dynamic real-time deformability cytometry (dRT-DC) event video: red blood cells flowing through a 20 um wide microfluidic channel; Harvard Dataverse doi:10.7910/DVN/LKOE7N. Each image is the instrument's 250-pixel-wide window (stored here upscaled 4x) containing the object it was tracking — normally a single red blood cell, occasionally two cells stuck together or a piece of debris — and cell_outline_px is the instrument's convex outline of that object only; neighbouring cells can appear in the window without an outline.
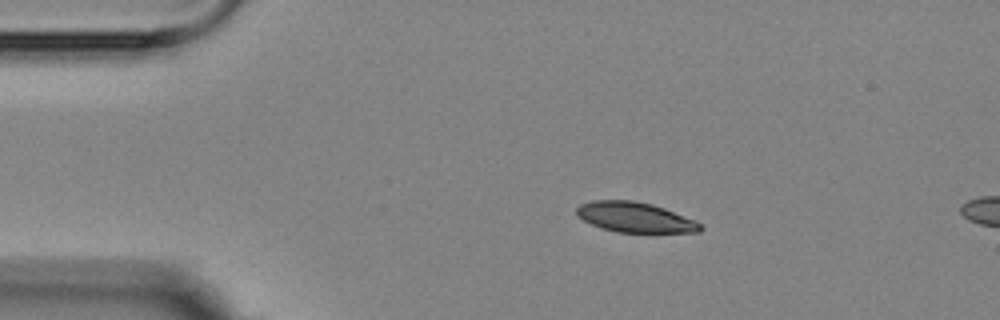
{"species": "Egyptian fruit bat (a non-hibernating species)", "species_latin": "Rousettus aegyptiacus", "temperature_condition": "room temperature", "stored_images_in_passage": 4, "camera_frame_rate_fps": 3000, "um_per_image_px": 0.085, "animal": {"sex": "female"}, "frame": {"image": 1, "passage_image": 3, "time_ms": 2.0, "image_size_px": [1000, 320], "cell_outline_px": [[704, 228], [700, 232], [616, 232], [600, 228], [576, 216], [576, 208], [580, 204], [592, 200], [632, 200], [652, 204], [664, 208], [696, 220]], "centroid_in_image_um": [53.96, 18.46], "position_along_channel_um": 31.0, "area_um2": 21.79}}